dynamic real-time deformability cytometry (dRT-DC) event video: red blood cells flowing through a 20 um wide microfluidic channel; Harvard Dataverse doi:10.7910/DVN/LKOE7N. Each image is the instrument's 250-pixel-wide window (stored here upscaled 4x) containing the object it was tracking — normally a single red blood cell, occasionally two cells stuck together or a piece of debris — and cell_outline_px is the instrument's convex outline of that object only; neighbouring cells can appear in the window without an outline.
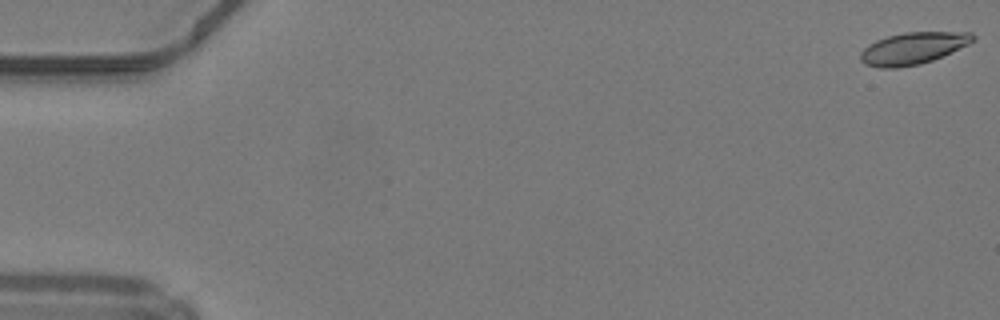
{"species": "common noctule bat (a hibernating species)", "species_latin": "Nyctalus noctula", "temperature_condition": "warm", "stored_images_in_passage": 21, "camera_frame_rate_fps": 3000, "um_per_image_px": 0.085, "animal": {"sex": "male", "body_mass_g": 19.2, "forearm_length_mm": 51.8}, "frame": {"image": 1, "passage_image": 1, "time_ms": 0.0, "image_size_px": [1000, 320], "cell_outline_px": [[976, 36], [968, 44], [932, 60], [920, 64], [896, 68], [880, 68], [864, 64], [860, 60], [860, 52], [868, 44], [876, 40], [888, 36], [904, 32], [972, 32]], "centroid_in_image_um": [77.55, 4.1], "position_along_channel_um": 7.4, "area_um2": 20.81}}
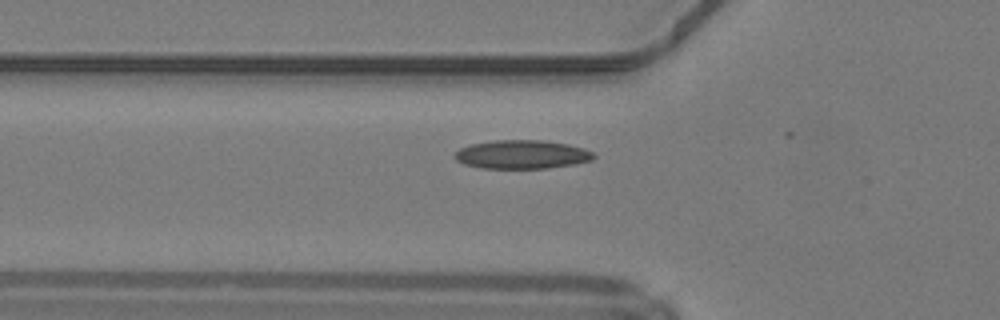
{"frame": {"image": 2, "passage_image": 18, "time_ms": 5.667, "image_size_px": [1000, 320], "cell_outline_px": [[596, 156], [592, 160], [576, 164], [548, 168], [480, 168], [464, 164], [456, 160], [452, 156], [460, 148], [468, 144], [496, 140], [544, 140], [568, 144], [584, 148], [592, 152]], "centroid_in_image_um": [44.35, 13.13], "position_along_channel_um": 81.4, "area_um2": 23.41}}